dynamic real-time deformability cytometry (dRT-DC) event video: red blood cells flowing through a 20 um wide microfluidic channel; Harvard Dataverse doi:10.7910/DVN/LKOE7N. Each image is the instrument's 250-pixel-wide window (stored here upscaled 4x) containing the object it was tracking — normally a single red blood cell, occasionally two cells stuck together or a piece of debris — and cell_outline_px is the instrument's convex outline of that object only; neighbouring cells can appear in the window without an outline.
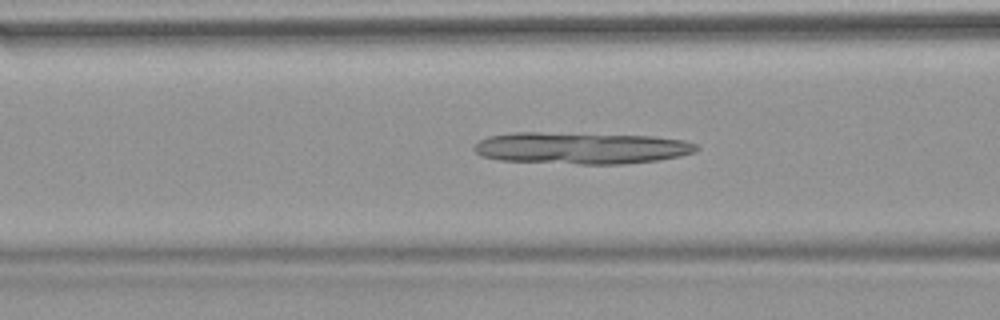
{"species": "common noctule bat (a hibernating species)", "species_latin": "Nyctalus noctula", "temperature_condition": "warm", "stored_images_in_passage": 51, "camera_frame_rate_fps": 3000, "um_per_image_px": 0.085, "animal": {"sex": "female", "body_mass_g": 18.4}, "frame": {"image": 1, "passage_image": 19, "time_ms": 6.0, "image_size_px": [1000, 320], "cell_outline_px": [[700, 148], [696, 152], [680, 156], [660, 160], [620, 164], [580, 164], [500, 160], [480, 156], [472, 148], [480, 140], [488, 136], [512, 132], [540, 132], [652, 136], [684, 140], [696, 144]], "centroid_in_image_um": [49.4, 12.58], "position_along_channel_um": 117.2, "area_um2": 41.33}}
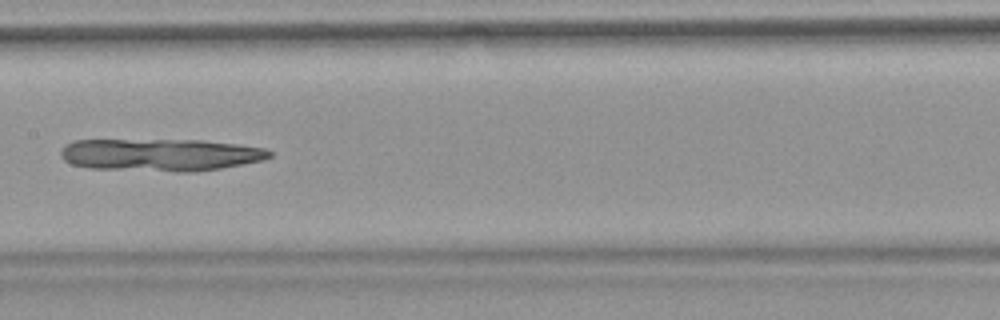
{"frame": {"image": 2, "passage_image": 25, "time_ms": 8.0, "image_size_px": [1000, 320], "cell_outline_px": [[272, 156], [264, 160], [220, 168], [196, 172], [176, 172], [88, 168], [72, 164], [64, 160], [60, 156], [60, 148], [64, 144], [72, 140], [200, 140], [236, 144], [264, 148], [272, 152]], "centroid_in_image_um": [13.59, 13.16], "position_along_channel_um": 193.8, "area_um2": 39.77}}
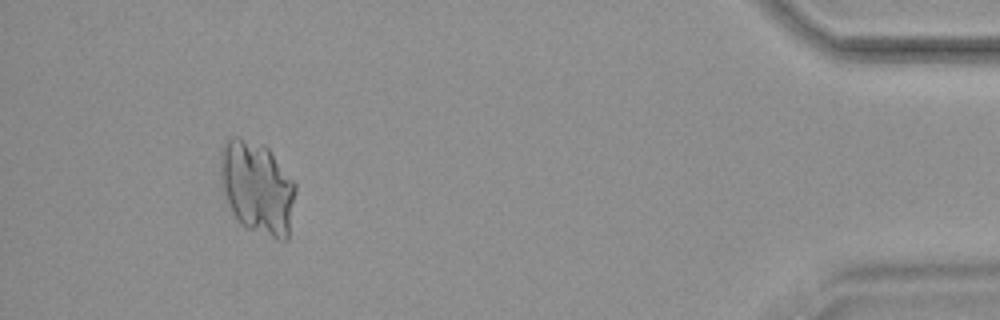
{"frame": {"image": 3, "passage_image": 47, "time_ms": 15.333, "image_size_px": [1000, 320], "cell_outline_px": [[296, 188], [288, 240], [276, 240], [248, 228], [240, 224], [236, 220], [224, 196], [220, 184], [220, 148], [224, 140], [232, 136], [236, 136], [264, 144], [268, 148], [296, 184]], "centroid_in_image_um": [21.83, 15.94], "position_along_channel_um": 413.4, "area_um2": 41.33}}